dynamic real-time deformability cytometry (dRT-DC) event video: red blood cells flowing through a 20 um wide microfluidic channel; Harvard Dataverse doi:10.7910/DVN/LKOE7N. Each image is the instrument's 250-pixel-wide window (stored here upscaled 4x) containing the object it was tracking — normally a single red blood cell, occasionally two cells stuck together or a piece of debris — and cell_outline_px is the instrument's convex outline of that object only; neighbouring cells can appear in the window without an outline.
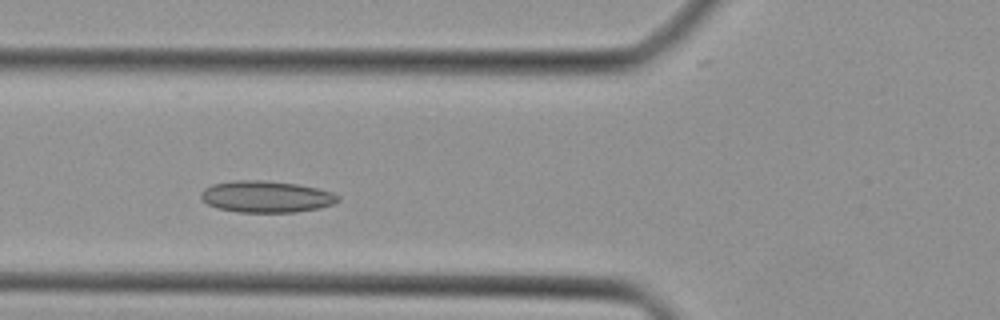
{"species": "Egyptian fruit bat (a non-hibernating species)", "species_latin": "Rousettus aegyptiacus", "temperature_condition": "cold", "stored_images_in_passage": 33, "camera_frame_rate_fps": 3000, "um_per_image_px": 0.085, "animal": {"sex": "female"}, "frame": {"image": 1, "passage_image": 5, "time_ms": 1.333, "image_size_px": [1000, 320], "cell_outline_px": [[340, 200], [332, 204], [320, 208], [296, 212], [236, 212], [216, 208], [208, 204], [200, 196], [200, 192], [204, 188], [212, 184], [236, 180], [260, 180], [296, 184], [316, 188], [332, 192], [340, 196]], "centroid_in_image_um": [22.61, 16.72], "position_along_channel_um": 103.2, "area_um2": 25.26}}
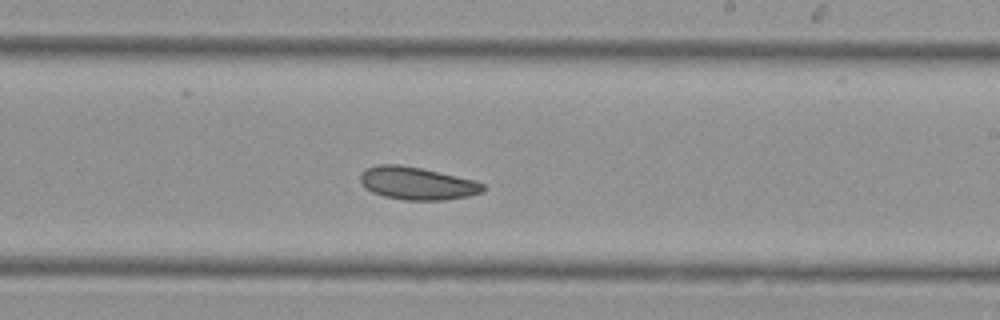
{"frame": {"image": 2, "passage_image": 15, "time_ms": 4.667, "image_size_px": [1000, 320], "cell_outline_px": [[488, 188], [484, 192], [468, 196], [444, 200], [404, 200], [384, 196], [372, 192], [360, 180], [360, 176], [368, 168], [380, 164], [400, 164], [420, 168], [476, 180], [484, 184]], "centroid_in_image_um": [35.53, 15.59], "position_along_channel_um": 253.5, "area_um2": 23.29}}
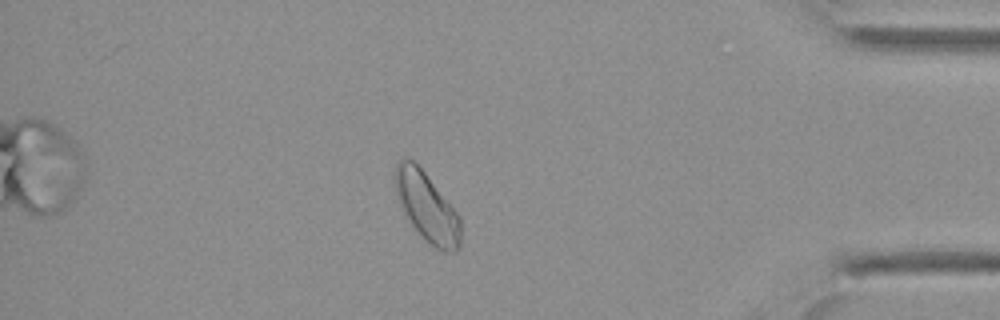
{"frame": {"image": 3, "passage_image": 27, "time_ms": 8.667, "image_size_px": [1000, 320], "cell_outline_px": [[460, 248], [456, 252], [448, 252], [436, 248], [424, 240], [420, 236], [404, 212], [400, 204], [392, 180], [396, 164], [404, 156], [412, 160], [424, 172], [460, 216]], "centroid_in_image_um": [36.26, 17.59], "position_along_channel_um": 398.9, "area_um2": 26.3}}